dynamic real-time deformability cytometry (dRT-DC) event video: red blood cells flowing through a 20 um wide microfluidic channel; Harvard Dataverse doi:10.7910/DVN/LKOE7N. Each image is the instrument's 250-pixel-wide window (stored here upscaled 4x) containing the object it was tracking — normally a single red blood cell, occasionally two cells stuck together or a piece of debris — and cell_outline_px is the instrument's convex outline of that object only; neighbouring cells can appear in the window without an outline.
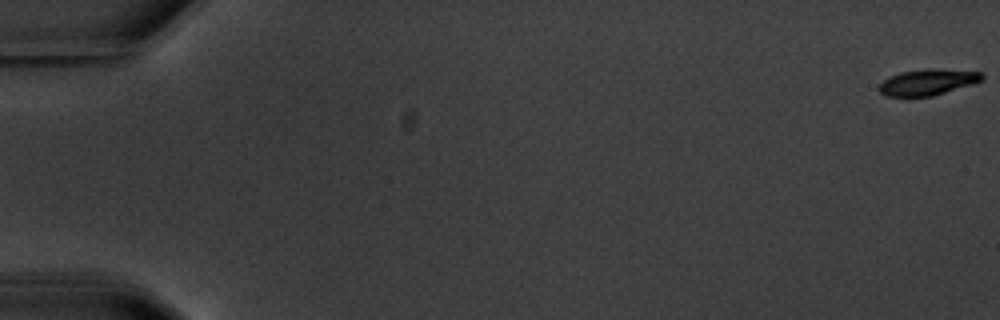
{"species": "common noctule bat (a hibernating species)", "species_latin": "Nyctalus noctula", "temperature_condition": "warm", "stored_images_in_passage": 6, "camera_frame_rate_fps": 3000, "um_per_image_px": 0.085, "animal": {"sex": "male", "body_mass_g": 20.1, "forearm_length_mm": 53.5}, "frame": {"image": 1, "passage_image": 1, "time_ms": 0.0, "image_size_px": [1000, 320], "cell_outline_px": [[984, 80], [972, 84], [932, 96], [884, 96], [880, 92], [880, 84], [884, 80], [900, 72], [928, 68], [932, 68], [984, 72]], "centroid_in_image_um": [78.9, 6.97], "position_along_channel_um": 6.1, "area_um2": 15.55}}
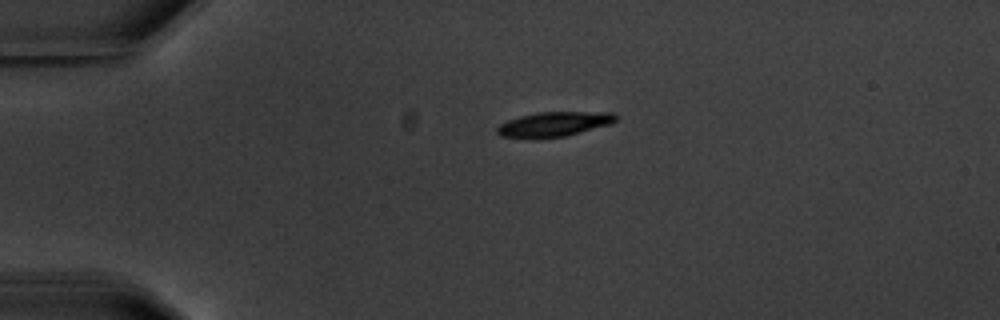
{"frame": {"image": 2, "passage_image": 5, "time_ms": 4.667, "image_size_px": [1000, 320], "cell_outline_px": [[616, 120], [612, 124], [564, 136], [536, 140], [532, 140], [500, 136], [496, 132], [496, 128], [500, 124], [508, 120], [520, 116], [536, 112], [612, 112], [616, 116]], "centroid_in_image_um": [47.03, 10.58], "position_along_channel_um": 38.0, "area_um2": 17.46}}